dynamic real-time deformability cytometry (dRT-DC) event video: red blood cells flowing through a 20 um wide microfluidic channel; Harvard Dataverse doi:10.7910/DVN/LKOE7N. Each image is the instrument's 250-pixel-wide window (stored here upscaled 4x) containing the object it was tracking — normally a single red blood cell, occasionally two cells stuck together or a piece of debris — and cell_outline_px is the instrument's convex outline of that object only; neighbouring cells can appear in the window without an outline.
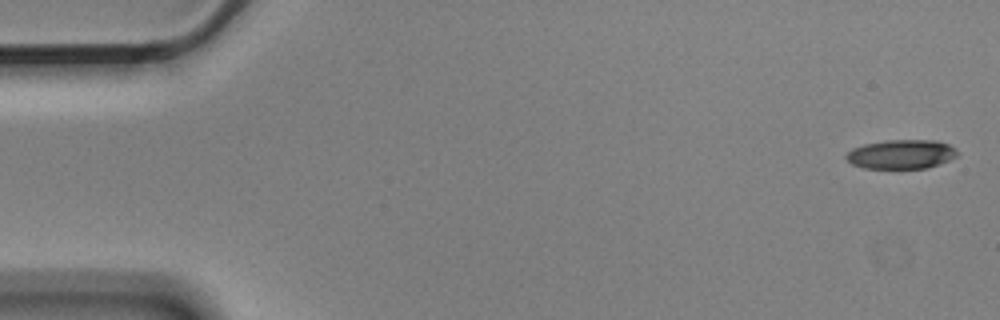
{"species": "Egyptian fruit bat (a non-hibernating species)", "species_latin": "Rousettus aegyptiacus", "temperature_condition": "cold", "stored_images_in_passage": 6, "camera_frame_rate_fps": 3000, "um_per_image_px": 0.085, "animal": {"sex": "male"}, "frame": {"image": 1, "passage_image": 1, "time_ms": 0.0, "image_size_px": [1000, 320], "cell_outline_px": [[960, 152], [956, 156], [940, 164], [924, 168], [864, 168], [852, 164], [844, 156], [852, 148], [864, 144], [888, 140], [936, 140], [948, 144], [956, 148]], "centroid_in_image_um": [76.62, 13.1], "position_along_channel_um": 8.4, "area_um2": 18.9}}
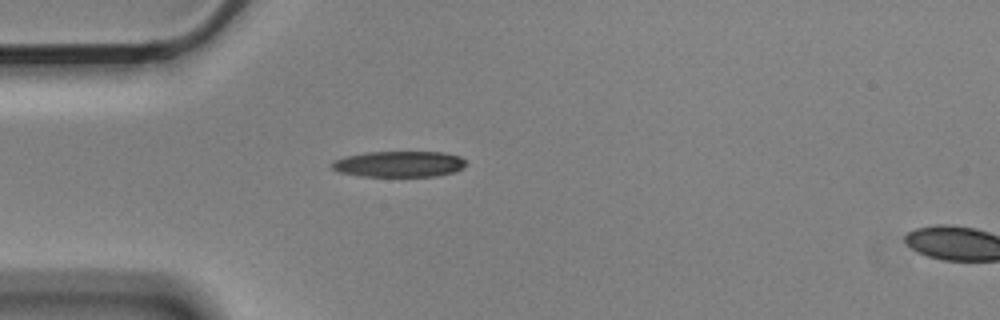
{"frame": {"image": 2, "passage_image": 5, "time_ms": 1.333, "image_size_px": [1000, 320], "cell_outline_px": [[468, 164], [464, 168], [456, 172], [436, 176], [360, 176], [340, 172], [332, 168], [332, 160], [344, 156], [368, 152], [444, 152], [460, 156]], "centroid_in_image_um": [33.96, 13.94], "position_along_channel_um": 51.0, "area_um2": 20.46}}